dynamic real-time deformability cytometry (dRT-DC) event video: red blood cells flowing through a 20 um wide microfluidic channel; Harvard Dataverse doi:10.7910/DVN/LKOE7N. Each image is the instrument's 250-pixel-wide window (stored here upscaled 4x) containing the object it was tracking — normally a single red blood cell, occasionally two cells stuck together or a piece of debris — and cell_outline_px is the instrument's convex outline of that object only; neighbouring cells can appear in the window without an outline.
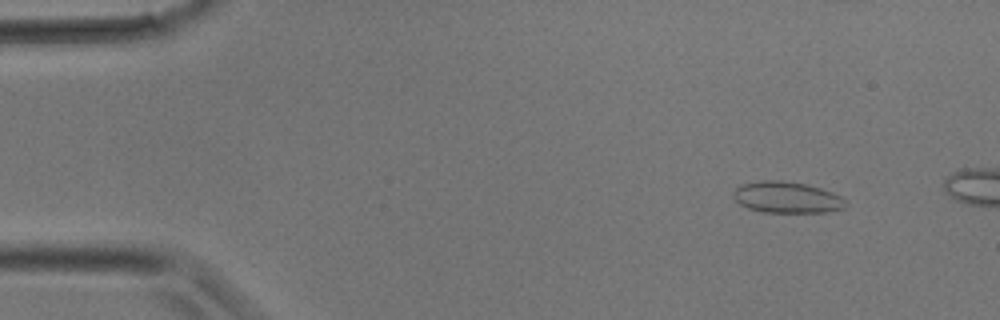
{"species": "common noctule bat (a hibernating species)", "species_latin": "Nyctalus noctula", "temperature_condition": "room temperature", "stored_images_in_passage": 2, "camera_frame_rate_fps": 3000, "um_per_image_px": 0.085, "animal": {"sex": "male", "body_mass_g": 17.9}, "frame": {"image": 1, "passage_image": 1, "time_ms": 0.0, "image_size_px": [1000, 320], "cell_outline_px": [[848, 204], [844, 208], [828, 212], [764, 212], [748, 208], [740, 204], [732, 196], [732, 192], [740, 184], [760, 180], [780, 180], [808, 184], [832, 192], [840, 196]], "centroid_in_image_um": [66.87, 16.77], "position_along_channel_um": 18.1, "area_um2": 20.63}}